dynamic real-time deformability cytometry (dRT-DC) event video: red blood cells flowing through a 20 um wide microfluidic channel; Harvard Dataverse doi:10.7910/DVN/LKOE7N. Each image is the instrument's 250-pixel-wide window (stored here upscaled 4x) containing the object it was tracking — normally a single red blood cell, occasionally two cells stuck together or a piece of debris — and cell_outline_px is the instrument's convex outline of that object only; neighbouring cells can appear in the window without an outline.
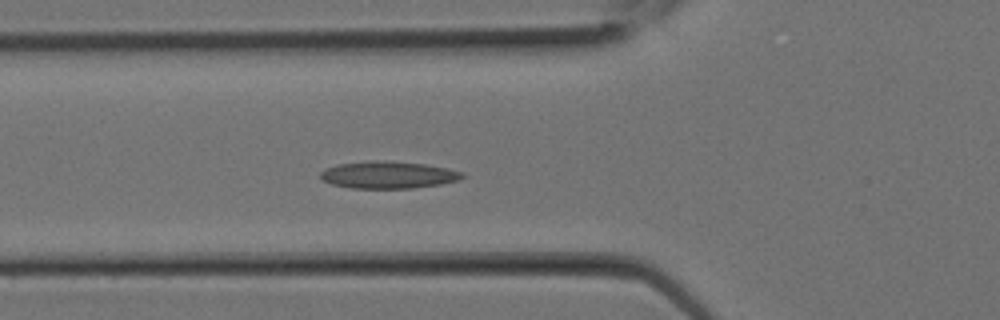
{"species": "Egyptian fruit bat (a non-hibernating species)", "species_latin": "Rousettus aegyptiacus", "temperature_condition": "room temperature", "stored_images_in_passage": 9, "camera_frame_rate_fps": 3000, "um_per_image_px": 0.085, "animal": {"sex": "female"}, "frame": {"image": 1, "passage_image": 9, "time_ms": 2.667, "image_size_px": [1000, 320], "cell_outline_px": [[464, 176], [460, 180], [440, 184], [412, 188], [352, 188], [332, 184], [320, 180], [320, 172], [324, 168], [336, 164], [372, 160], [384, 160], [424, 164], [448, 168], [464, 172]], "centroid_in_image_um": [32.97, 14.86], "position_along_channel_um": 92.8, "area_um2": 22.66}}